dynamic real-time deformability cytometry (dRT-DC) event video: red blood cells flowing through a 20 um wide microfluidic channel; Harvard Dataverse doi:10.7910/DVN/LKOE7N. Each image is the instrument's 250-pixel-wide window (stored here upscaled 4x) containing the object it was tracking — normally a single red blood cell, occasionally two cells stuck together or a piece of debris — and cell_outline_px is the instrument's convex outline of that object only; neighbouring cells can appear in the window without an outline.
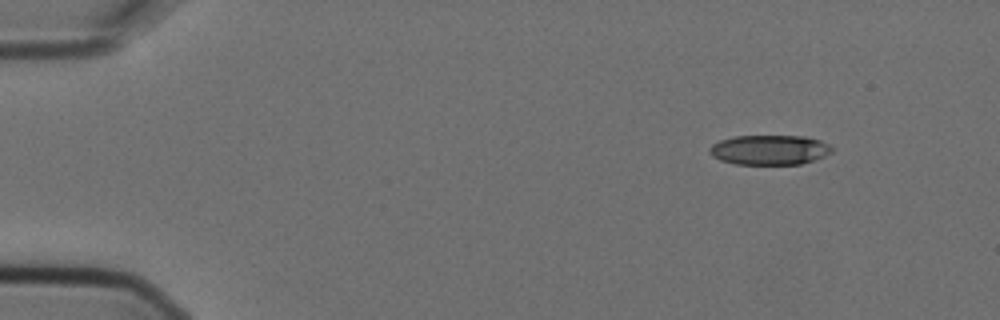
{"species": "Egyptian fruit bat (a non-hibernating species)", "species_latin": "Rousettus aegyptiacus", "temperature_condition": "cold", "stored_images_in_passage": 3, "camera_frame_rate_fps": 3000, "um_per_image_px": 0.085, "animal": {"sex": "female"}, "frame": {"image": 1, "passage_image": 1, "time_ms": 0.0, "image_size_px": [1000, 320], "cell_outline_px": [[832, 152], [824, 156], [800, 164], [736, 164], [720, 160], [712, 156], [708, 152], [708, 148], [712, 144], [720, 140], [732, 136], [804, 136], [820, 140], [828, 144], [832, 148]], "centroid_in_image_um": [65.36, 12.73], "position_along_channel_um": 19.6, "area_um2": 21.27}}
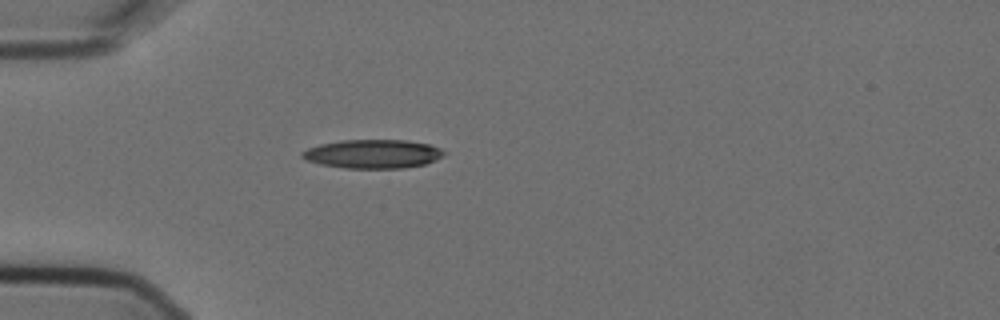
{"frame": {"image": 2, "passage_image": 3, "time_ms": 0.667, "image_size_px": [1000, 320], "cell_outline_px": [[444, 156], [424, 164], [404, 168], [344, 168], [320, 164], [308, 160], [300, 156], [300, 152], [308, 148], [320, 144], [340, 140], [404, 140], [428, 144], [440, 148], [444, 152]], "centroid_in_image_um": [31.66, 13.08], "position_along_channel_um": 53.3, "area_um2": 23.7}}